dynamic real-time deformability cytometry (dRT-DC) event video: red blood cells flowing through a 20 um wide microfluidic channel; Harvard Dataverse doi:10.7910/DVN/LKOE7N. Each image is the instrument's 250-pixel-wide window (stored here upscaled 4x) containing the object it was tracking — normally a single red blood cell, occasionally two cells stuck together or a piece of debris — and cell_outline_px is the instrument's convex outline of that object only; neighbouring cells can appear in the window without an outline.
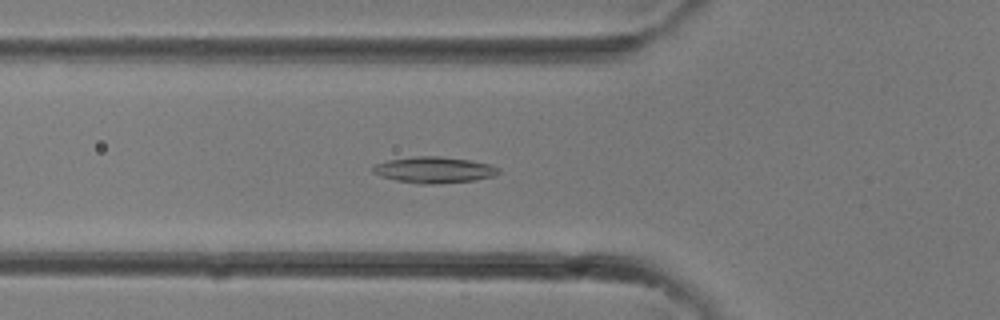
{"species": "common noctule bat (a hibernating species)", "species_latin": "Nyctalus noctula", "temperature_condition": "room temperature", "stored_images_in_passage": 34, "camera_frame_rate_fps": 3000, "um_per_image_px": 0.085, "animal": {"sex": "female"}, "frame": {"image": 1, "passage_image": 12, "time_ms": 3.667, "image_size_px": [1000, 320], "cell_outline_px": [[500, 172], [496, 176], [476, 180], [440, 184], [416, 184], [396, 180], [380, 176], [372, 172], [372, 168], [376, 164], [388, 160], [416, 156], [440, 156], [472, 160], [492, 164], [500, 168]], "centroid_in_image_um": [36.96, 14.44], "position_along_channel_um": 88.8, "area_um2": 19.54}}
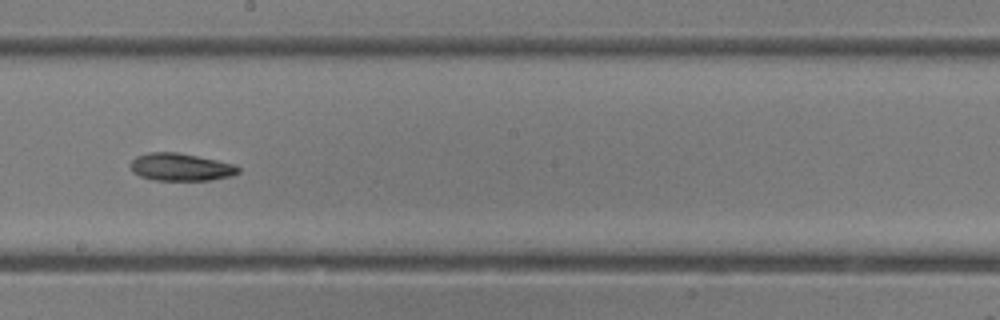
{"frame": {"image": 2, "passage_image": 19, "time_ms": 6.0, "image_size_px": [1000, 320], "cell_outline_px": [[240, 172], [232, 176], [212, 180], [152, 180], [140, 176], [132, 172], [128, 164], [136, 156], [148, 152], [176, 152], [216, 160], [232, 164], [240, 168]], "centroid_in_image_um": [15.32, 14.21], "position_along_channel_um": 232.9, "area_um2": 17.4}}
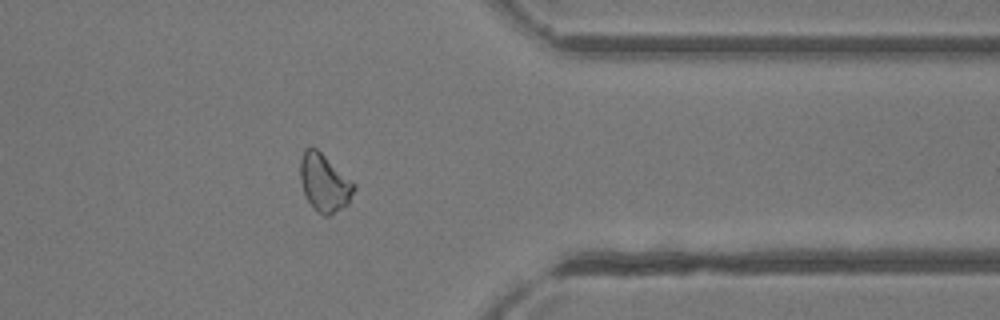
{"frame": {"image": 3, "passage_image": 27, "time_ms": 8.667, "image_size_px": [1000, 320], "cell_outline_px": [[356, 188], [348, 204], [328, 216], [324, 216], [308, 200], [304, 192], [300, 180], [300, 156], [304, 148], [316, 148], [352, 180], [356, 184]], "centroid_in_image_um": [27.58, 15.51], "position_along_channel_um": 383.8, "area_um2": 17.86}}